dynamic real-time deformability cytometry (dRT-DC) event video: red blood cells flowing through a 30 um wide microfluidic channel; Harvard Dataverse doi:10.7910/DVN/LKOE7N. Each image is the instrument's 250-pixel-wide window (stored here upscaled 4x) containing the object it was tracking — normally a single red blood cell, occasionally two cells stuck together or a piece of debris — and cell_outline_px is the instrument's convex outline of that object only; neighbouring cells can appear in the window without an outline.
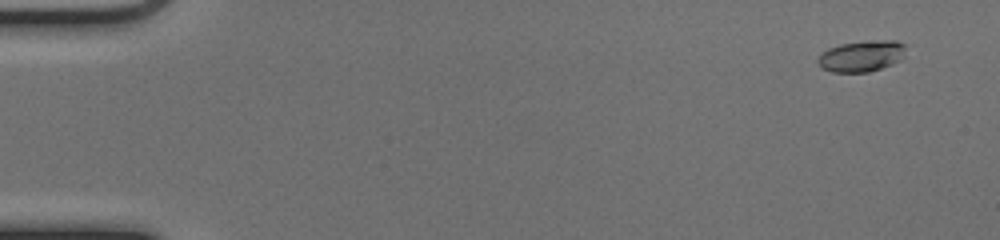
{"species": "common noctule bat (a hibernating species)", "species_latin": "Nyctalus noctula", "temperature_condition": "cold", "stored_images_in_passage": 53, "camera_frame_rate_fps": 3000, "um_per_image_px": 0.085, "animal": {"sex": "female", "body_mass_g": 17.0, "forearm_length_mm": 48.0}, "frame": {"image": 1, "passage_image": 4, "time_ms": 1.0, "image_size_px": [1000, 240], "cell_outline_px": [[904, 56], [900, 60], [892, 64], [868, 72], [832, 72], [820, 68], [816, 60], [828, 48], [840, 44], [880, 40], [896, 40], [904, 44]], "centroid_in_image_um": [73.22, 4.78], "position_along_channel_um": 11.8, "area_um2": 15.84}}
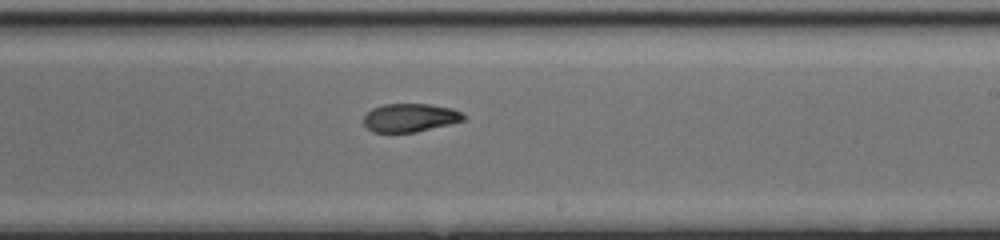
{"frame": {"image": 2, "passage_image": 33, "time_ms": 10.667, "image_size_px": [1000, 240], "cell_outline_px": [[464, 120], [416, 132], [372, 132], [364, 124], [364, 116], [372, 108], [384, 104], [428, 104], [452, 108], [460, 112], [464, 116]], "centroid_in_image_um": [34.82, 10.0], "position_along_channel_um": 254.2, "area_um2": 16.3}}
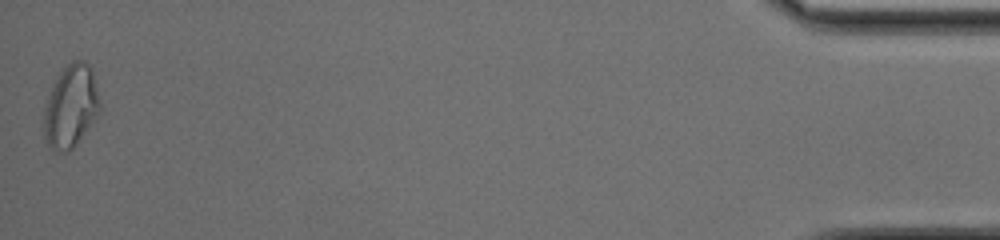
{"frame": {"image": 3, "passage_image": 53, "time_ms": 17.333, "image_size_px": [1000, 240], "cell_outline_px": [[100, 112], [72, 148], [68, 152], [64, 152], [52, 148], [44, 140], [44, 108], [48, 96], [60, 72], [72, 60], [84, 60], [92, 68], [96, 84], [100, 108]], "centroid_in_image_um": [6.02, 9.02], "position_along_channel_um": 429.2, "area_um2": 26.53}, "authors_computed_cell_mechanics": {"area_um2": 17.051, "velocity_mm_per_s": 4.0194, "shape_relaxation_time_tau1_ms": 10.3111, "shape_relaxation_time_tau2_ms": 2.0131, "deformation_change_tau1": 0.2627, "deformation_change_tau2": 0.0743}}